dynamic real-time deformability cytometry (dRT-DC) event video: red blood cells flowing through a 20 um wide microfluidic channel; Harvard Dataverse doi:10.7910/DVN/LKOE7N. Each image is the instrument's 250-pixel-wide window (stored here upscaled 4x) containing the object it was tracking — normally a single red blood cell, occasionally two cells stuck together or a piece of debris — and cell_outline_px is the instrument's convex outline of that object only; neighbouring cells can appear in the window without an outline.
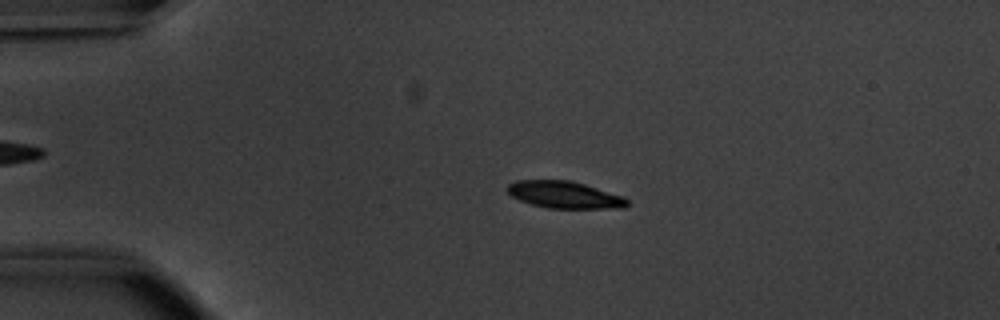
{"species": "common noctule bat (a hibernating species)", "species_latin": "Nyctalus noctula", "temperature_condition": "warm", "stored_images_in_passage": 53, "camera_frame_rate_fps": 3000, "um_per_image_px": 0.085, "animal": {"sex": "male", "body_mass_g": 20.1, "forearm_length_mm": 53.5}, "frame": {"image": 1, "passage_image": 12, "time_ms": 3.667, "image_size_px": [1000, 320], "cell_outline_px": [[628, 204], [624, 208], [548, 208], [532, 204], [520, 200], [512, 196], [504, 188], [508, 184], [516, 180], [572, 180], [624, 196], [628, 200]], "centroid_in_image_um": [47.98, 16.54], "position_along_channel_um": 37.0, "area_um2": 18.96}}
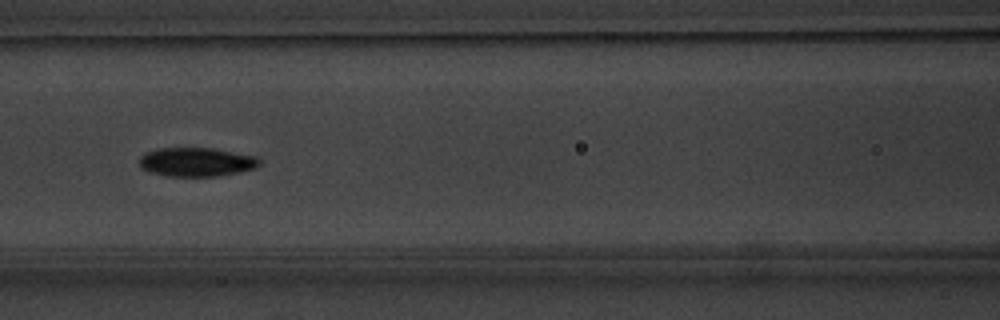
{"frame": {"image": 2, "passage_image": 24, "time_ms": 7.667, "image_size_px": [1000, 320], "cell_outline_px": [[260, 164], [256, 168], [216, 176], [164, 176], [148, 172], [140, 168], [140, 156], [144, 152], [156, 148], [212, 148], [256, 156], [260, 160]], "centroid_in_image_um": [16.64, 13.76], "position_along_channel_um": 150.0, "area_um2": 20.35}}
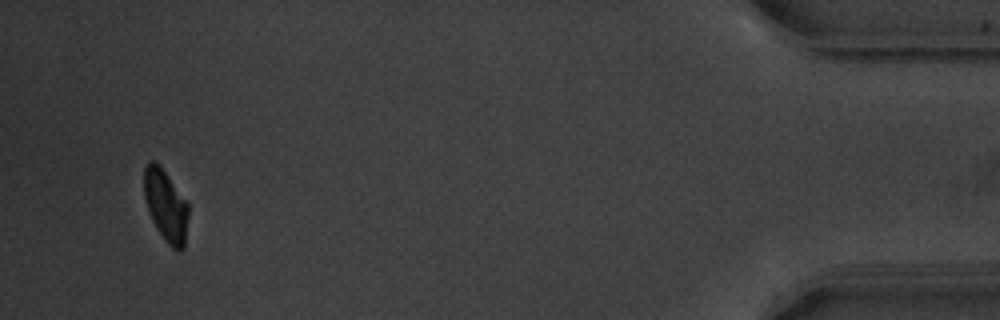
{"frame": {"image": 3, "passage_image": 51, "time_ms": 16.667, "image_size_px": [1000, 320], "cell_outline_px": [[188, 216], [184, 248], [180, 252], [176, 252], [164, 240], [156, 228], [152, 220], [144, 196], [144, 168], [148, 160], [152, 160], [160, 164], [188, 204]], "centroid_in_image_um": [14.09, 17.48], "position_along_channel_um": 421.1, "area_um2": 18.61}, "authors_computed_cell_mechanics": {"area_um2": 19.5942, "velocity_mm_per_s": 3.8107, "shape_relaxation_time_tau1_ms": 2.6196, "shape_relaxation_time_tau2_ms": 2.0992, "deformation_change_tau1": 0.1226, "deformation_change_tau2": 0.0531}}